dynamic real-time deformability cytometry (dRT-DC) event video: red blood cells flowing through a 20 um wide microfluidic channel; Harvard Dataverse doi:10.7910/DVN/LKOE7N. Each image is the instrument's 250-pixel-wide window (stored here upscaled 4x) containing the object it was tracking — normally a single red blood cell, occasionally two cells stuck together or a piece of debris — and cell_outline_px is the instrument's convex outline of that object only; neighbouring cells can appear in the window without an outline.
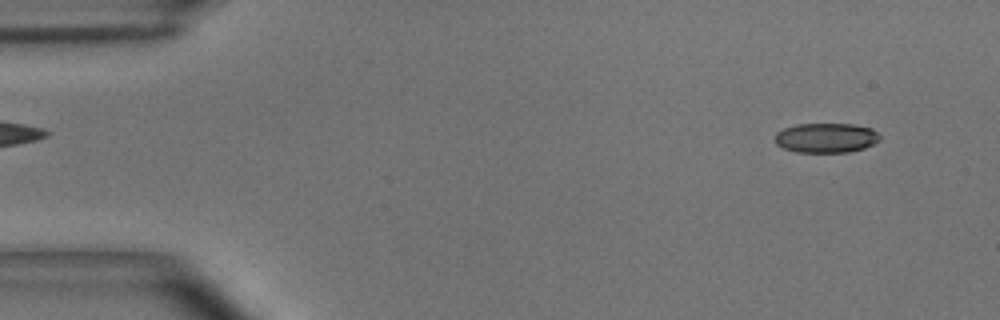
{"species": "common noctule bat (a hibernating species)", "species_latin": "Nyctalus noctula", "temperature_condition": "room temperature", "stored_images_in_passage": 54, "camera_frame_rate_fps": 3000, "um_per_image_px": 0.085, "animal": {"sex": "male", "body_mass_g": 15.6}, "frame": {"image": 1, "passage_image": 4, "time_ms": 1.0, "image_size_px": [1000, 320], "cell_outline_px": [[880, 140], [864, 148], [848, 152], [796, 152], [784, 148], [776, 144], [776, 132], [784, 128], [796, 124], [852, 124], [872, 128], [880, 136]], "centroid_in_image_um": [70.22, 11.71], "position_along_channel_um": 14.8, "area_um2": 18.09}}
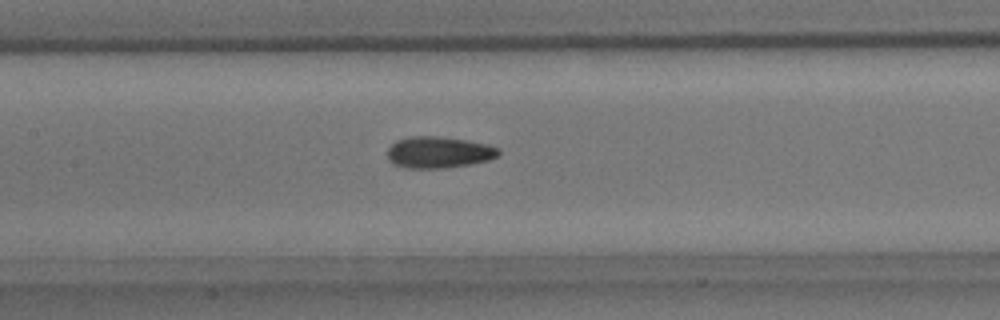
{"frame": {"image": 2, "passage_image": 25, "time_ms": 8.0, "image_size_px": [1000, 320], "cell_outline_px": [[500, 156], [488, 160], [468, 164], [444, 168], [404, 168], [392, 164], [388, 160], [388, 148], [396, 140], [412, 136], [436, 136], [464, 140], [488, 144], [500, 148]], "centroid_in_image_um": [37.28, 12.95], "position_along_channel_um": 170.1, "area_um2": 20.46}}
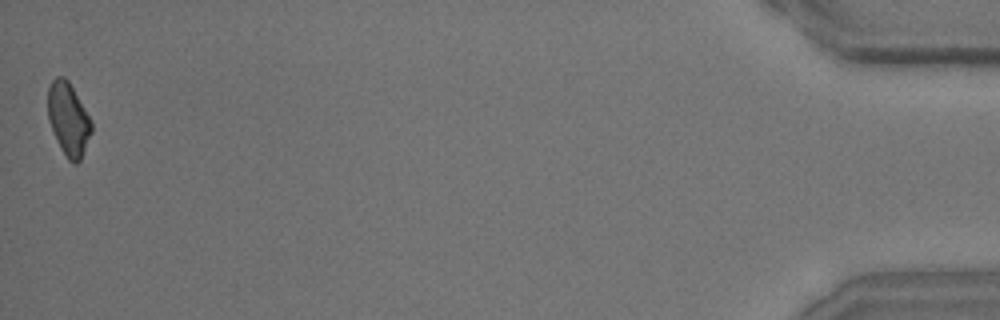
{"frame": {"image": 3, "passage_image": 54, "time_ms": 17.667, "image_size_px": [1000, 320], "cell_outline_px": [[92, 132], [80, 160], [76, 164], [72, 164], [68, 160], [60, 148], [48, 120], [48, 88], [52, 80], [56, 76], [64, 76], [68, 80], [88, 116], [92, 124]], "centroid_in_image_um": [5.79, 10.14], "position_along_channel_um": 429.4, "area_um2": 18.32}, "authors_computed_cell_mechanics": {"area_um2": 19.3052, "velocity_mm_per_s": 3.6414, "shape_relaxation_time_tau1_ms": 5.8536, "shape_relaxation_time_tau2_ms": 3.0424, "deformation_change_tau1": 0.1391, "deformation_change_tau2": 0.0871}}